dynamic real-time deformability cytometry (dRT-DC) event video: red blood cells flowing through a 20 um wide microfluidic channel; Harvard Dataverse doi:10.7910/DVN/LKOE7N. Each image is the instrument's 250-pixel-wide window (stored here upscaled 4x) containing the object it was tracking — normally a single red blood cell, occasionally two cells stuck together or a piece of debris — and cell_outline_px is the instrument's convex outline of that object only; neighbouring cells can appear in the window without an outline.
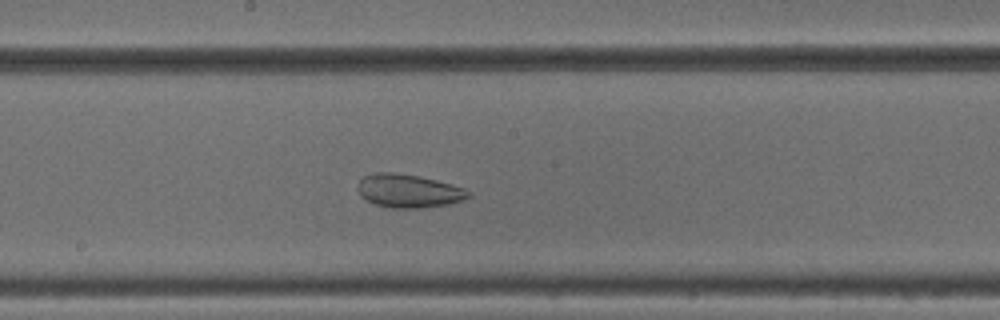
{"species": "common noctule bat (a hibernating species)", "species_latin": "Nyctalus noctula", "temperature_condition": "cold", "stored_images_in_passage": 38, "camera_frame_rate_fps": 3000, "um_per_image_px": 0.085, "animal": {"sex": "male", "body_mass_g": 18.8}, "frame": {"image": 1, "passage_image": 14, "time_ms": 4.333, "image_size_px": [1000, 320], "cell_outline_px": [[472, 196], [464, 200], [448, 204], [420, 208], [388, 208], [364, 200], [360, 196], [356, 188], [360, 180], [364, 176], [376, 172], [396, 172], [436, 180], [464, 188], [472, 192]], "centroid_in_image_um": [34.71, 16.24], "position_along_channel_um": 213.5, "area_um2": 21.73}}
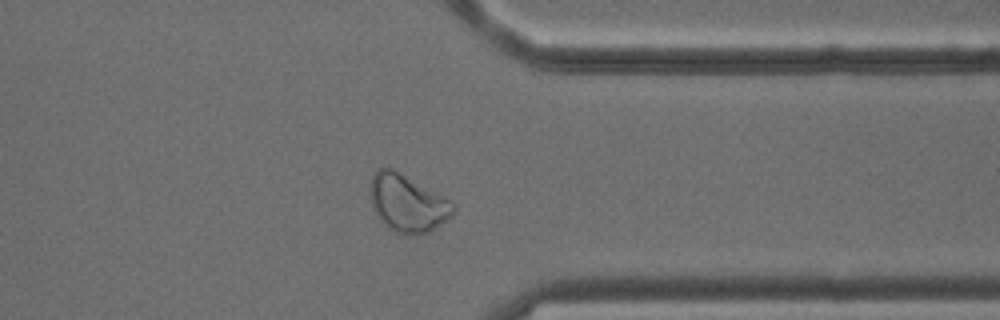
{"frame": {"image": 2, "passage_image": 27, "time_ms": 8.667, "image_size_px": [1000, 320], "cell_outline_px": [[456, 208], [452, 216], [428, 232], [420, 236], [404, 236], [388, 228], [380, 220], [372, 204], [372, 176], [376, 168], [392, 168], [444, 196], [456, 204]], "centroid_in_image_um": [34.68, 17.31], "position_along_channel_um": 376.7, "area_um2": 27.69}}
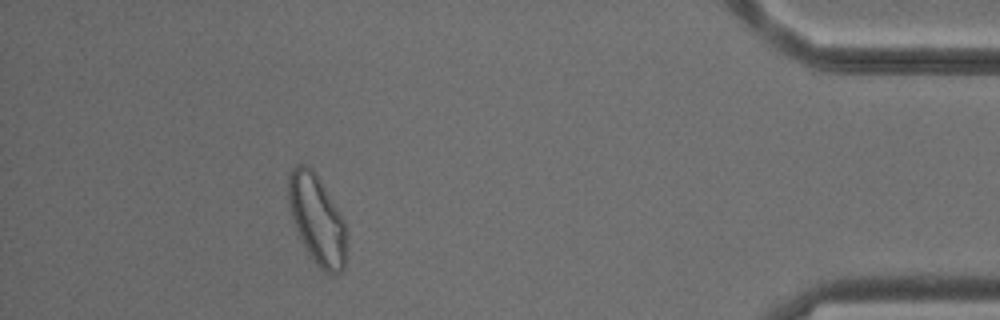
{"frame": {"image": 3, "passage_image": 33, "time_ms": 10.667, "image_size_px": [1000, 320], "cell_outline_px": [[344, 268], [336, 276], [332, 276], [324, 272], [312, 260], [292, 220], [288, 200], [288, 172], [296, 164], [304, 164], [312, 168], [316, 172], [344, 220]], "centroid_in_image_um": [26.91, 18.63], "position_along_channel_um": 408.3, "area_um2": 30.0}, "authors_computed_cell_mechanics": {"area_um2": 25.8655, "velocity_mm_per_s": 3.8473, "shape_relaxation_time_tau1_ms": null, "shape_relaxation_time_tau2_ms": 1.2495, "deformation_change_tau1": null, "deformation_change_tau2": 0.0639}}